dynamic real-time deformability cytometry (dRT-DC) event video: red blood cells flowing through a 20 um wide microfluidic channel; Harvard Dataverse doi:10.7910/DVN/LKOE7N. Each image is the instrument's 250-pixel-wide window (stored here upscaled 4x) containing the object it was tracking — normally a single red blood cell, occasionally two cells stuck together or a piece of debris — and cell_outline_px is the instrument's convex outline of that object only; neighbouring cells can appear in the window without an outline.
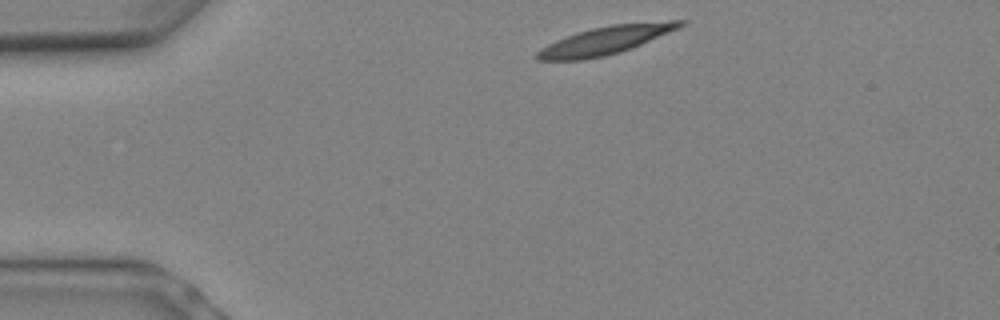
{"species": "Egyptian fruit bat (a non-hibernating species)", "species_latin": "Rousettus aegyptiacus", "temperature_condition": "warm", "stored_images_in_passage": 3, "camera_frame_rate_fps": 3000, "um_per_image_px": 0.085, "animal": {"sex": "female"}, "frame": {"image": 1, "passage_image": 1, "time_ms": 0.0, "image_size_px": [1000, 320], "cell_outline_px": [[680, 24], [672, 28], [636, 44], [612, 52], [596, 56], [564, 60], [548, 60], [540, 56], [540, 52], [572, 36], [584, 32], [600, 28], [624, 24]], "centroid_in_image_um": [51.27, 3.48], "position_along_channel_um": 33.7, "area_um2": 18.32}}